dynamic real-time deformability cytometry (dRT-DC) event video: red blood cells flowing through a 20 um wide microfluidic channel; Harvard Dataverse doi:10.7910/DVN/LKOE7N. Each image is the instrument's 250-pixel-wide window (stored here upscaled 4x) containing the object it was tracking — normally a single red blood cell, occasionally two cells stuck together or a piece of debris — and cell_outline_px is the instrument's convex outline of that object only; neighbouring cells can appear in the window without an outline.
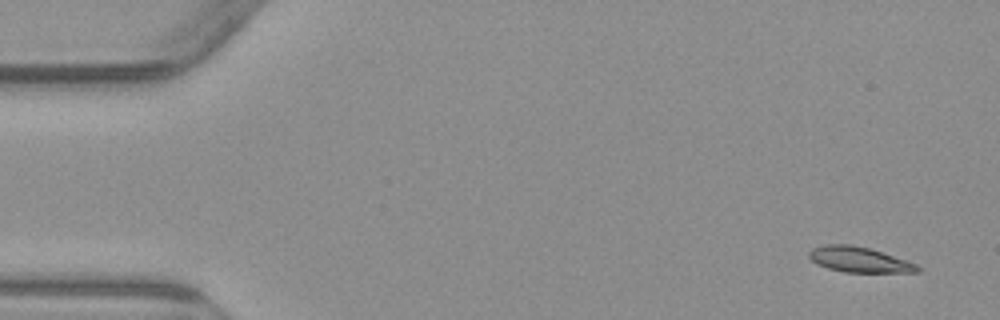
{"species": "common noctule bat (a hibernating species)", "species_latin": "Nyctalus noctula", "temperature_condition": "warm", "stored_images_in_passage": 4, "camera_frame_rate_fps": 3000, "um_per_image_px": 0.085, "animal": {"sex": "male", "body_mass_g": 23.1, "forearm_length_mm": 52.7}, "frame": {"image": 1, "passage_image": 1, "time_ms": 0.0, "image_size_px": [1000, 320], "cell_outline_px": [[920, 272], [844, 272], [828, 268], [816, 264], [808, 256], [808, 252], [812, 248], [824, 244], [852, 244], [868, 248], [916, 264], [920, 268]], "centroid_in_image_um": [72.96, 22.06], "position_along_channel_um": 12.0, "area_um2": 15.84}}
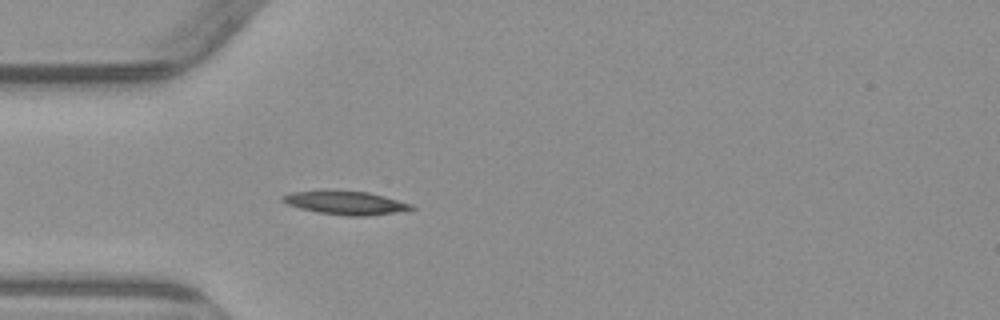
{"frame": {"image": 2, "passage_image": 4, "time_ms": 4.333, "image_size_px": [1000, 320], "cell_outline_px": [[416, 208], [396, 212], [364, 216], [348, 216], [320, 212], [300, 208], [288, 204], [280, 200], [280, 196], [292, 192], [316, 188], [328, 188], [368, 192], [384, 196], [412, 204]], "centroid_in_image_um": [29.29, 17.18], "position_along_channel_um": 55.7, "area_um2": 18.15}}